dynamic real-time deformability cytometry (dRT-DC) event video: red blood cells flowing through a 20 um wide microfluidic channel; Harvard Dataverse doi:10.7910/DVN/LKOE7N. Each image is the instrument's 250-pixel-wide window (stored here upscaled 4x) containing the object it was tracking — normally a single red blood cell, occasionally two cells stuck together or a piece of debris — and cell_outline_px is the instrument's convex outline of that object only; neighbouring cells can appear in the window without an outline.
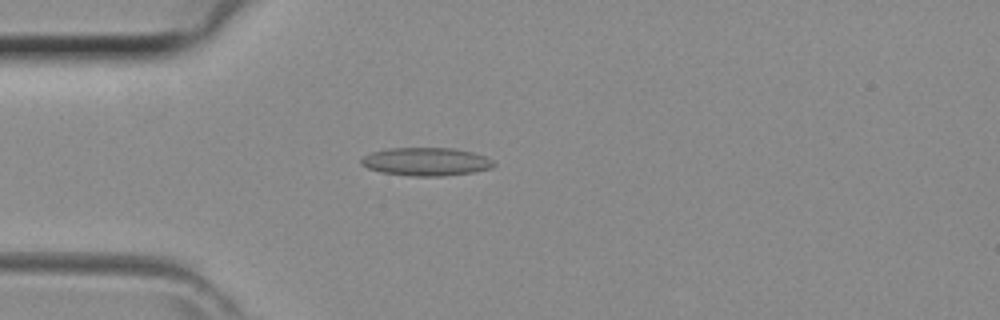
{"species": "common noctule bat (a hibernating species)", "species_latin": "Nyctalus noctula", "temperature_condition": "room temperature", "stored_images_in_passage": 37, "camera_frame_rate_fps": 3000, "um_per_image_px": 0.085, "animal": {"sex": "female", "body_mass_g": 29.2, "forearm_length_mm": 56.3}, "frame": {"image": 1, "passage_image": 6, "time_ms": 1.667, "image_size_px": [1000, 320], "cell_outline_px": [[496, 164], [492, 168], [472, 172], [440, 176], [412, 176], [380, 172], [368, 168], [360, 164], [360, 160], [364, 156], [372, 152], [388, 148], [452, 148], [472, 152], [484, 156], [492, 160]], "centroid_in_image_um": [36.2, 13.74], "position_along_channel_um": 48.8, "area_um2": 21.68}}
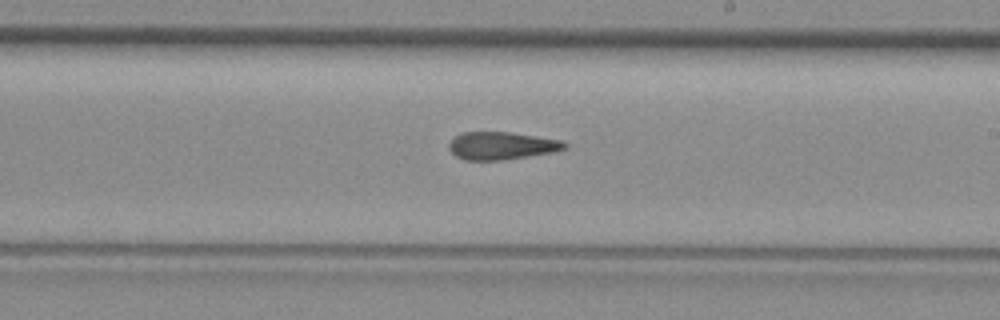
{"frame": {"image": 2, "passage_image": 19, "time_ms": 6.0, "image_size_px": [1000, 320], "cell_outline_px": [[568, 148], [552, 152], [500, 160], [464, 160], [456, 156], [448, 148], [448, 144], [460, 132], [512, 132], [560, 140], [568, 144]], "centroid_in_image_um": [42.62, 12.38], "position_along_channel_um": 246.4, "area_um2": 18.55}}
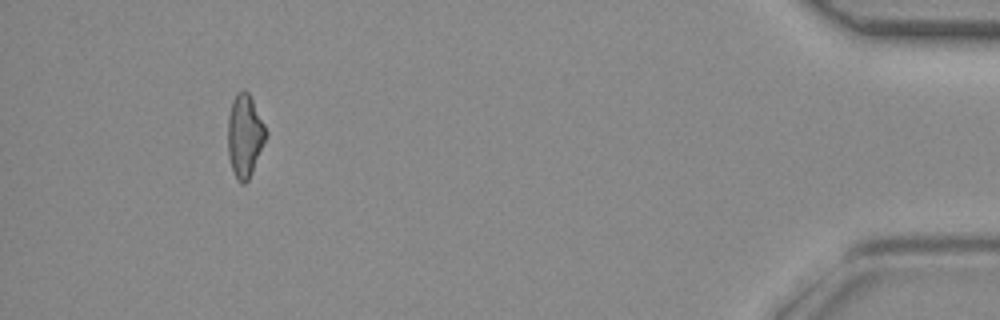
{"frame": {"image": 3, "passage_image": 34, "time_ms": 11.0, "image_size_px": [1000, 320], "cell_outline_px": [[268, 132], [252, 172], [248, 180], [244, 184], [240, 184], [232, 168], [228, 156], [228, 116], [232, 100], [236, 92], [244, 88], [248, 92]], "centroid_in_image_um": [20.79, 11.51], "position_along_channel_um": 414.4, "area_um2": 18.21}}